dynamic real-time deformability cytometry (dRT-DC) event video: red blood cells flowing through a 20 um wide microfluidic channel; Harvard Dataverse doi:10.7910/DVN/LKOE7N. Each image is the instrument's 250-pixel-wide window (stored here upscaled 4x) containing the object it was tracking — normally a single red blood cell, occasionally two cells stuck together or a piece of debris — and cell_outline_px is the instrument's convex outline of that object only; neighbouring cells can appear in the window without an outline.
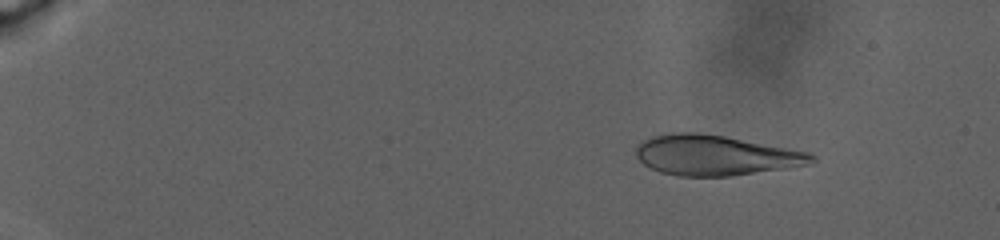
{"species": "human", "species_latin": "Homo sapiens", "temperature_condition": "warm", "stored_images_in_passage": 45, "camera_frame_rate_fps": 3000, "um_per_image_px": 0.085, "donor": {"sex": "male"}, "frame": {"image": 1, "passage_image": 7, "time_ms": 4.0, "image_size_px": [1000, 240], "cell_outline_px": [[816, 160], [812, 164], [788, 168], [732, 176], [676, 176], [660, 172], [644, 164], [636, 156], [636, 148], [640, 140], [652, 136], [672, 132], [696, 132], [724, 136], [812, 152], [816, 156]], "centroid_in_image_um": [60.84, 13.19], "position_along_channel_um": 24.2, "area_um2": 41.56}}
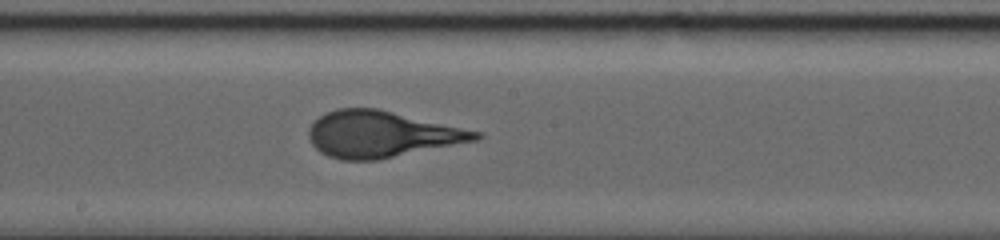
{"frame": {"image": 2, "passage_image": 26, "time_ms": 17.667, "image_size_px": [1000, 240], "cell_outline_px": [[484, 136], [476, 140], [380, 160], [340, 160], [328, 156], [320, 152], [312, 144], [308, 136], [308, 128], [324, 112], [336, 108], [380, 108], [484, 132]], "centroid_in_image_um": [32.44, 11.4], "position_along_channel_um": 215.8, "area_um2": 45.55}}
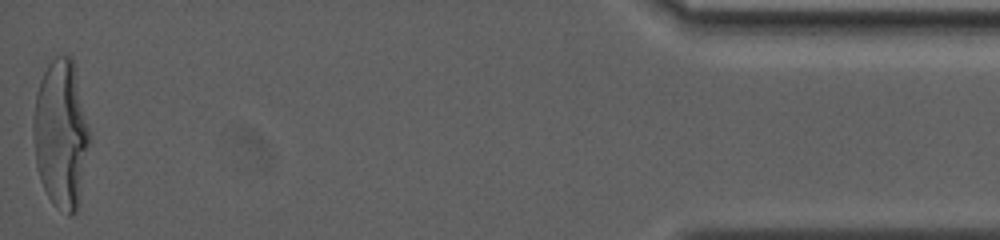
{"frame": {"image": 3, "passage_image": 45, "time_ms": 29.333, "image_size_px": [1000, 240], "cell_outline_px": [[92, 140], [80, 204], [76, 212], [72, 216], [68, 216], [52, 204], [40, 180], [36, 168], [32, 136], [32, 124], [36, 92], [40, 80], [48, 64], [56, 56], [68, 52], [72, 56], [76, 68]], "centroid_in_image_um": [5.21, 11.43], "position_along_channel_um": 430.0, "area_um2": 50.4}, "authors_computed_cell_mechanics": {"area_um2": 43.6968, "velocity_mm_per_s": 2.449, "shape_relaxation_time_tau1_ms": 6.6084, "shape_relaxation_time_tau2_ms": null, "deformation_change_tau1": 0.2577, "deformation_change_tau2": null}}